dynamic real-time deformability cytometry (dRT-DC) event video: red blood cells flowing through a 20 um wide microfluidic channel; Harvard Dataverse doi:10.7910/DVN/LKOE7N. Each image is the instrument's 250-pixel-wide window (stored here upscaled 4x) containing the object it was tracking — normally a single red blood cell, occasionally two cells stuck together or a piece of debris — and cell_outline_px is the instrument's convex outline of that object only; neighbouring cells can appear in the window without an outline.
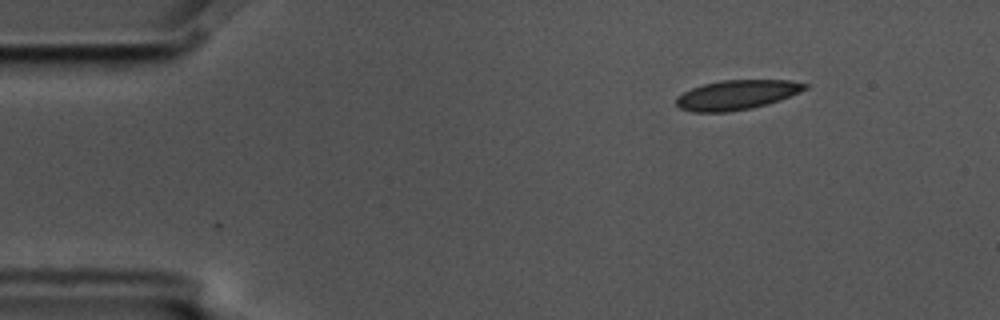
{"species": "common noctule bat (a hibernating species)", "species_latin": "Nyctalus noctula", "temperature_condition": "cold", "stored_images_in_passage": 2, "camera_frame_rate_fps": 3000, "um_per_image_px": 0.085, "animal": {"sex": "male", "body_mass_g": 17.5, "forearm_length_mm": 52.3}, "frame": {"image": 1, "passage_image": 2, "time_ms": 0.333, "image_size_px": [1000, 320], "cell_outline_px": [[808, 88], [800, 92], [780, 100], [768, 104], [752, 108], [728, 112], [692, 112], [680, 108], [676, 104], [676, 96], [692, 88], [704, 84], [720, 80], [788, 80], [808, 84]], "centroid_in_image_um": [62.62, 8.07], "position_along_channel_um": 22.4, "area_um2": 22.25}}